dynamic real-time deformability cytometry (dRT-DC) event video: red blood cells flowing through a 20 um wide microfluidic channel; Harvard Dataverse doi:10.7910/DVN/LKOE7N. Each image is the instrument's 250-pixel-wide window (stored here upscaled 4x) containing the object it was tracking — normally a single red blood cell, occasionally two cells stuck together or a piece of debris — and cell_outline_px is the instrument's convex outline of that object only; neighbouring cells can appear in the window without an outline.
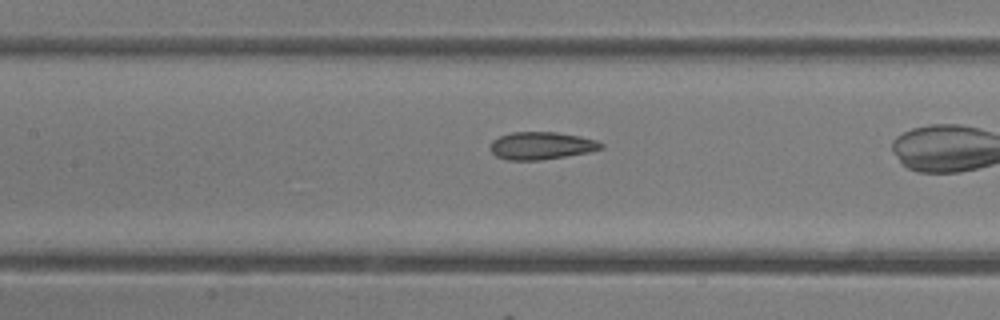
{"species": "common noctule bat (a hibernating species)", "species_latin": "Nyctalus noctula", "temperature_condition": "room temperature", "stored_images_in_passage": 35, "camera_frame_rate_fps": 3000, "um_per_image_px": 0.085, "animal": {"sex": "female"}, "frame": {"image": 1, "passage_image": 20, "time_ms": 6.333, "image_size_px": [1000, 320], "cell_outline_px": [[604, 148], [588, 152], [540, 160], [508, 160], [496, 156], [492, 152], [492, 140], [500, 136], [512, 132], [556, 132], [580, 136], [596, 140], [604, 144]], "centroid_in_image_um": [46.04, 12.38], "position_along_channel_um": 161.4, "area_um2": 17.63}}